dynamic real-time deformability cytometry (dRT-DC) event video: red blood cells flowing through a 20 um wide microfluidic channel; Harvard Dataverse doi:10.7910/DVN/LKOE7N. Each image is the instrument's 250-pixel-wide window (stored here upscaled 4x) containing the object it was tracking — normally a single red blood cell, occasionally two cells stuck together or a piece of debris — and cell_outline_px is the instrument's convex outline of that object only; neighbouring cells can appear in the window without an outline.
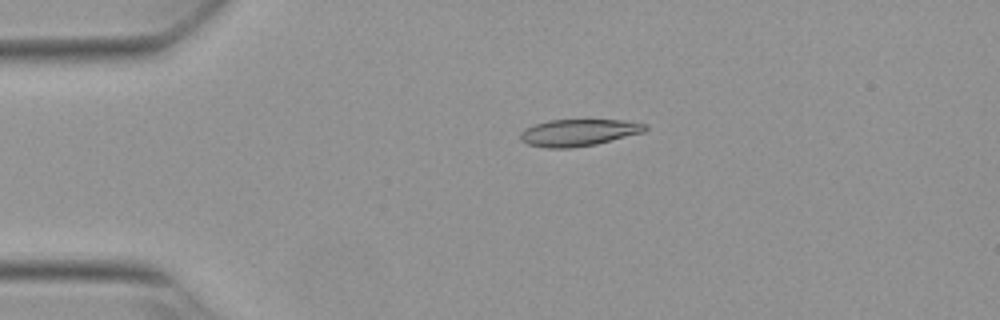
{"species": "Egyptian fruit bat (a non-hibernating species)", "species_latin": "Rousettus aegyptiacus", "temperature_condition": "warm", "stored_images_in_passage": 54, "camera_frame_rate_fps": 3000, "um_per_image_px": 0.085, "animal": {"sex": "female"}, "frame": {"image": 1, "passage_image": 12, "time_ms": 3.667, "image_size_px": [1000, 320], "cell_outline_px": [[648, 128], [644, 132], [596, 144], [572, 148], [544, 148], [528, 144], [520, 140], [520, 132], [524, 128], [548, 120], [624, 120], [648, 124]], "centroid_in_image_um": [49.17, 11.27], "position_along_channel_um": 35.8, "area_um2": 19.65}}
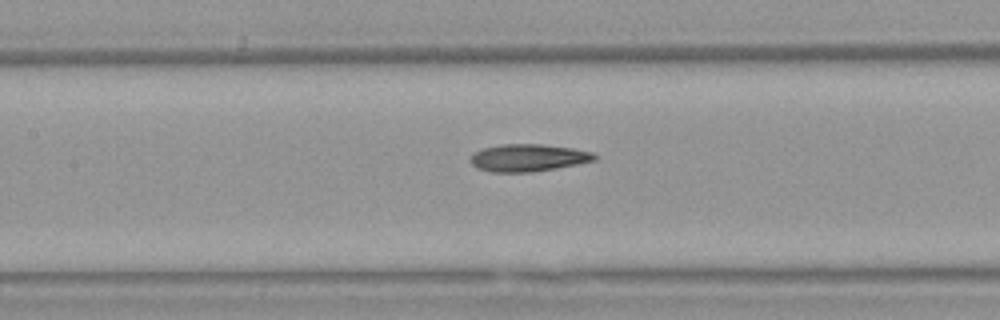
{"frame": {"image": 2, "passage_image": 25, "time_ms": 8.0, "image_size_px": [1000, 320], "cell_outline_px": [[596, 160], [556, 168], [532, 172], [492, 172], [476, 168], [468, 160], [472, 152], [484, 148], [504, 144], [544, 144], [572, 148], [592, 152], [596, 156]], "centroid_in_image_um": [44.84, 13.41], "position_along_channel_um": 162.6, "area_um2": 19.83}}
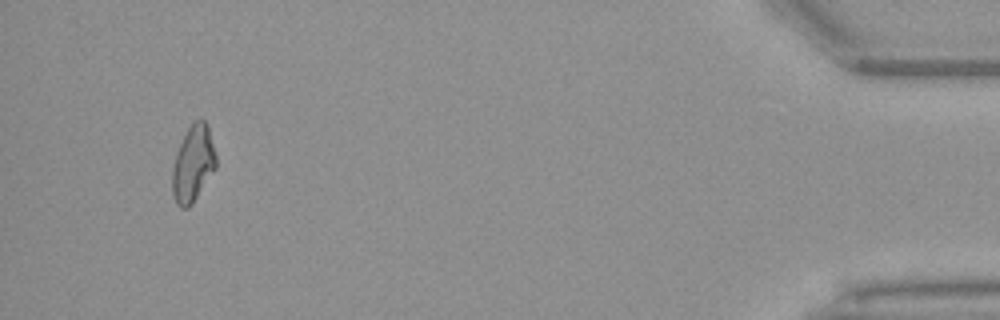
{"frame": {"image": 3, "passage_image": 51, "time_ms": 16.667, "image_size_px": [1000, 320], "cell_outline_px": [[216, 168], [192, 204], [188, 208], [180, 208], [176, 204], [172, 192], [172, 168], [176, 152], [188, 128], [196, 120], [204, 120], [208, 128], [216, 156]], "centroid_in_image_um": [16.39, 13.97], "position_along_channel_um": 418.8, "area_um2": 19.25}, "authors_computed_cell_mechanics": {"area_um2": 19.5075, "velocity_mm_per_s": 3.8331, "shape_relaxation_time_tau1_ms": null, "shape_relaxation_time_tau2_ms": 3.8561, "deformation_change_tau1": null, "deformation_change_tau2": 0.1341}}